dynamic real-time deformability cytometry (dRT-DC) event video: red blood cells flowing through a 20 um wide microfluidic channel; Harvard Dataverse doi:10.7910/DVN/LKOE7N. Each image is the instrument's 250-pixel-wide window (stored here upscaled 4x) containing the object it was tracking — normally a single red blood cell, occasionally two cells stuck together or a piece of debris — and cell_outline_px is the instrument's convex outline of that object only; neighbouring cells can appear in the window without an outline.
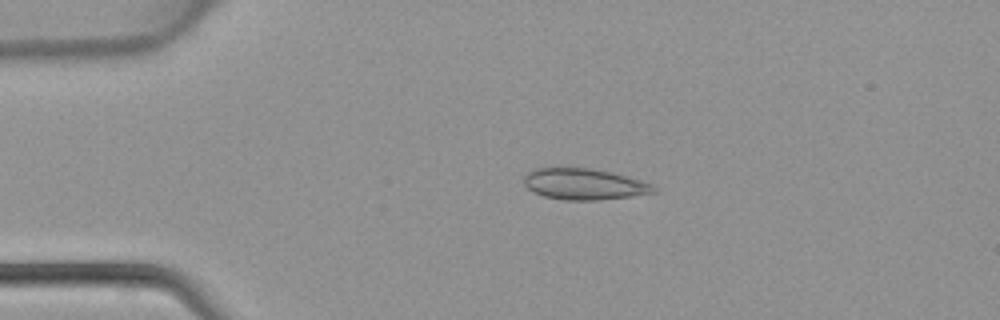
{"species": "common noctule bat (a hibernating species)", "species_latin": "Nyctalus noctula", "temperature_condition": "warm", "stored_images_in_passage": 34, "camera_frame_rate_fps": 3000, "um_per_image_px": 0.085, "animal": {"sex": "female", "body_mass_g": 22.7, "forearm_length_mm": 54.2}, "frame": {"image": 1, "passage_image": 5, "time_ms": 1.333, "image_size_px": [1000, 320], "cell_outline_px": [[656, 192], [632, 196], [596, 200], [564, 200], [544, 196], [528, 188], [524, 184], [524, 176], [528, 172], [536, 168], [552, 164], [592, 168], [612, 172], [640, 180], [652, 184], [656, 188]], "centroid_in_image_um": [49.59, 15.6], "position_along_channel_um": 35.4, "area_um2": 24.22}}
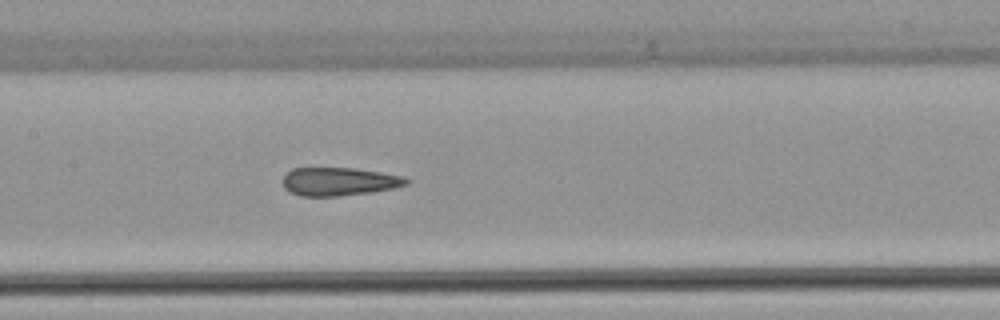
{"frame": {"image": 2, "passage_image": 17, "time_ms": 5.333, "image_size_px": [1000, 320], "cell_outline_px": [[412, 180], [408, 184], [392, 188], [372, 192], [340, 196], [300, 196], [288, 192], [284, 188], [284, 176], [292, 168], [356, 168], [404, 176]], "centroid_in_image_um": [28.84, 15.43], "position_along_channel_um": 178.6, "area_um2": 20.46}}
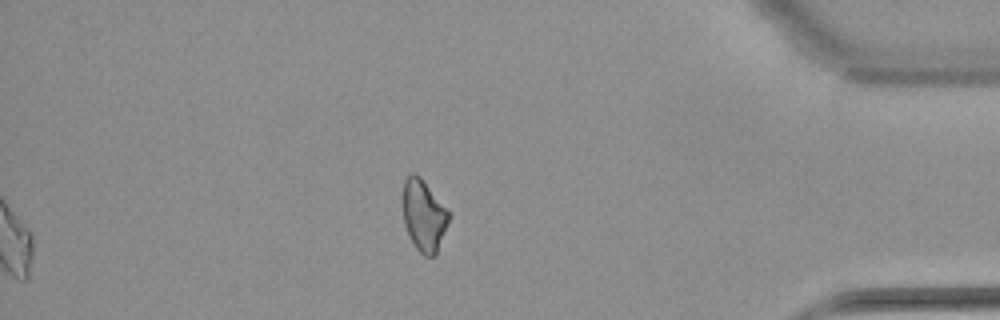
{"frame": {"image": 3, "passage_image": 34, "time_ms": 11.0, "image_size_px": [1000, 320], "cell_outline_px": [[452, 212], [436, 256], [424, 256], [416, 248], [404, 224], [404, 180], [412, 172], [420, 176]], "centroid_in_image_um": [36.08, 18.31], "position_along_channel_um": 399.1, "area_um2": 19.19}}